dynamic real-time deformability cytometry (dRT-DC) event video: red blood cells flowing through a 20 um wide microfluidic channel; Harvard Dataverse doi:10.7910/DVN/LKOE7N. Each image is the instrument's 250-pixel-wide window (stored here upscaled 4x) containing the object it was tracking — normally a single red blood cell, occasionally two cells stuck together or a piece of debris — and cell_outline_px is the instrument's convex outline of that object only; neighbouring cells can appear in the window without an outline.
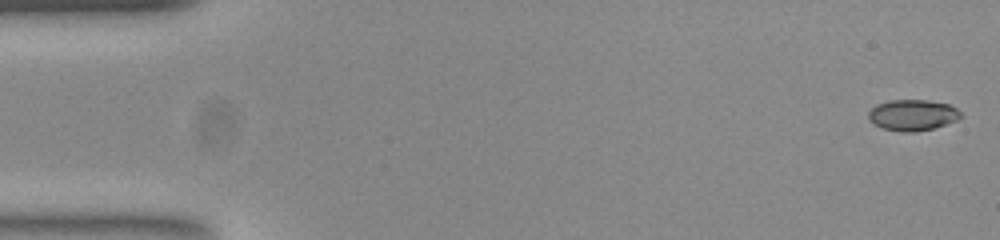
{"species": "common noctule bat (a hibernating species)", "species_latin": "Nyctalus noctula", "temperature_condition": "room temperature", "stored_images_in_passage": 52, "camera_frame_rate_fps": 3000, "um_per_image_px": 0.085, "animal": {"sex": "female", "body_mass_g": 23.0, "forearm_length_mm": 53.4}, "frame": {"image": 1, "passage_image": 1, "time_ms": 0.0, "image_size_px": [1000, 240], "cell_outline_px": [[964, 116], [956, 120], [932, 128], [916, 132], [904, 132], [884, 128], [868, 120], [868, 112], [876, 104], [888, 100], [928, 100], [948, 104], [956, 108]], "centroid_in_image_um": [77.56, 9.77], "position_along_channel_um": 7.4, "area_um2": 16.59}}
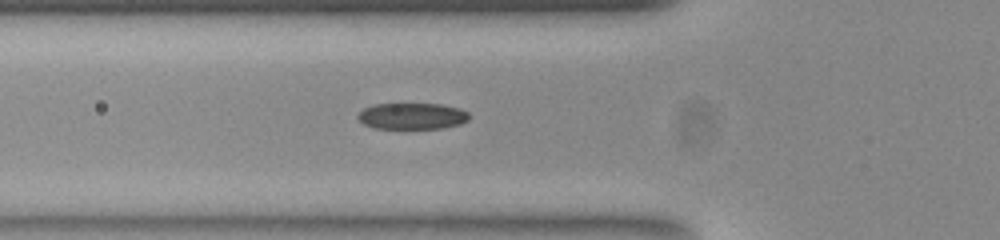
{"frame": {"image": 2, "passage_image": 18, "time_ms": 5.667, "image_size_px": [1000, 240], "cell_outline_px": [[468, 120], [460, 124], [444, 128], [376, 128], [364, 124], [356, 116], [364, 108], [372, 104], [444, 104], [460, 108], [468, 112]], "centroid_in_image_um": [35.05, 9.86], "position_along_channel_um": 90.8, "area_um2": 17.05}}
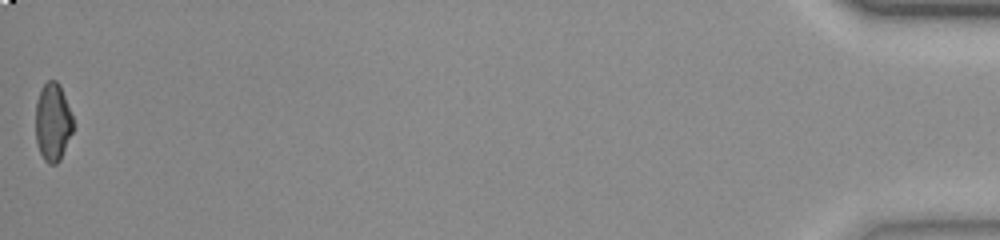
{"frame": {"image": 3, "passage_image": 52, "time_ms": 17.0, "image_size_px": [1000, 240], "cell_outline_px": [[72, 132], [60, 160], [56, 164], [48, 164], [44, 160], [40, 152], [36, 140], [36, 100], [40, 88], [48, 80], [56, 80], [60, 84], [72, 116]], "centroid_in_image_um": [4.47, 10.36], "position_along_channel_um": 430.7, "area_um2": 16.99}, "authors_computed_cell_mechanics": {"area_um2": 17.6579, "velocity_mm_per_s": 3.9126, "shape_relaxation_time_tau1_ms": 2.7588, "shape_relaxation_time_tau2_ms": 1.7014, "deformation_change_tau1": 0.1406, "deformation_change_tau2": 0.0679}}